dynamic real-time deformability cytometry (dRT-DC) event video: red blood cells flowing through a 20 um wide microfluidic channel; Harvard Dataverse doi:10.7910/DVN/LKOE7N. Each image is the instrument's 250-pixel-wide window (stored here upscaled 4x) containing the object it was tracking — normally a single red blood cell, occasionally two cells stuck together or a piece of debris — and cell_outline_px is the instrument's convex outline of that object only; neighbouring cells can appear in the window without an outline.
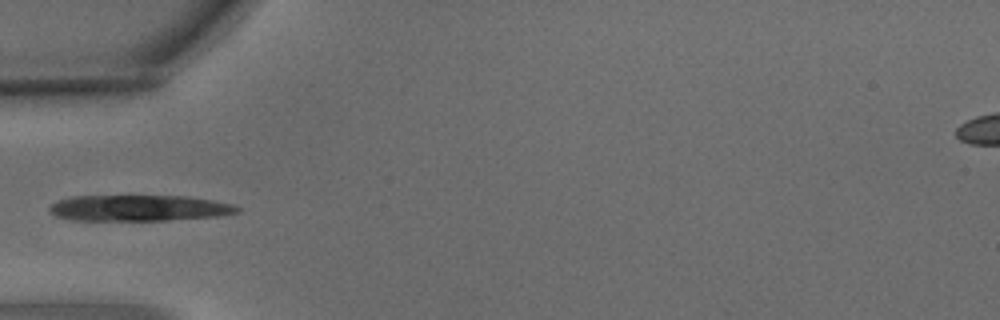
{"species": "common noctule bat (a hibernating species)", "species_latin": "Nyctalus noctula", "temperature_condition": "warm", "stored_images_in_passage": 2, "camera_frame_rate_fps": 3000, "um_per_image_px": 0.085, "animal": {"sex": "male", "body_mass_g": 15.6}, "frame": {"image": 1, "passage_image": 1, "time_ms": 0.0, "image_size_px": [1000, 320], "cell_outline_px": [[240, 212], [216, 216], [164, 220], [72, 220], [56, 216], [48, 208], [56, 200], [72, 196], [188, 196], [212, 200], [232, 204], [240, 208]], "centroid_in_image_um": [11.79, 17.67], "position_along_channel_um": 73.2, "area_um2": 28.32}}
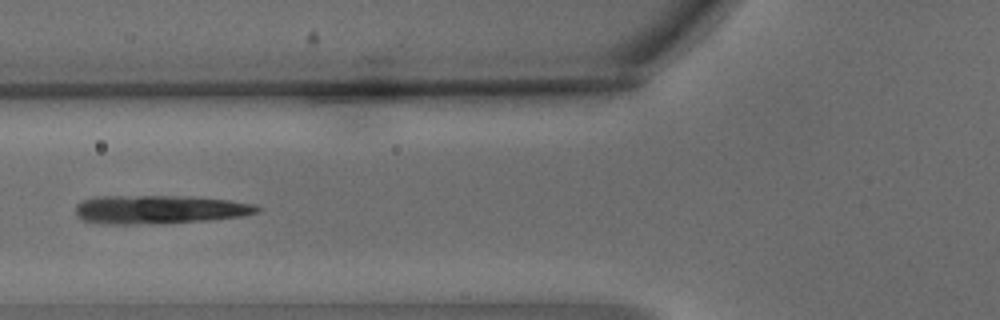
{"frame": {"image": 2, "passage_image": 2, "time_ms": 0.333, "image_size_px": [1000, 320], "cell_outline_px": [[260, 212], [244, 216], [208, 220], [132, 224], [104, 224], [84, 220], [76, 212], [76, 204], [84, 200], [96, 196], [192, 196], [228, 200], [256, 204], [260, 208]], "centroid_in_image_um": [13.6, 17.79], "position_along_channel_um": 112.2, "area_um2": 30.11}}